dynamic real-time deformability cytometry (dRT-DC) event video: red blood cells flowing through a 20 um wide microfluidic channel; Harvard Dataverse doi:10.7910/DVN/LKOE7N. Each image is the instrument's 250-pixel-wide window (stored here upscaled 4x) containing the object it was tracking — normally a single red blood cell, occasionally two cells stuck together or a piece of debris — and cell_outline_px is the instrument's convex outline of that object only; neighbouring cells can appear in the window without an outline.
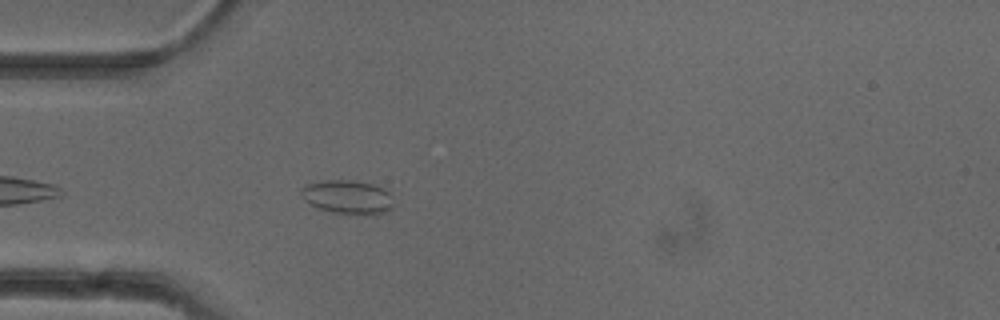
{"species": "common noctule bat (a hibernating species)", "species_latin": "Nyctalus noctula", "temperature_condition": "cold", "stored_images_in_passage": 14, "camera_frame_rate_fps": 3000, "um_per_image_px": 0.085, "animal": {"sex": "female"}, "frame": {"image": 1, "passage_image": 5, "time_ms": 1.333, "image_size_px": [1000, 320], "cell_outline_px": [[396, 204], [392, 208], [376, 216], [372, 216], [332, 212], [308, 204], [304, 200], [300, 192], [300, 188], [308, 184], [328, 180], [352, 180], [372, 184], [384, 188], [388, 192]], "centroid_in_image_um": [29.59, 16.77], "position_along_channel_um": 55.4, "area_um2": 18.5}}
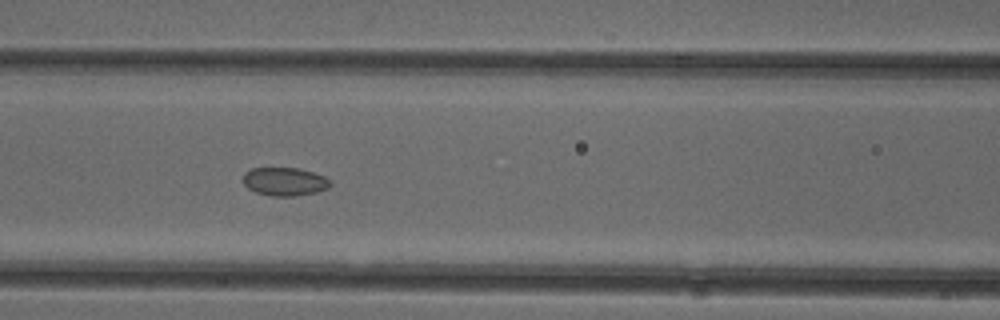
{"frame": {"image": 2, "passage_image": 12, "time_ms": 3.667, "image_size_px": [1000, 320], "cell_outline_px": [[332, 184], [328, 188], [316, 192], [296, 196], [272, 196], [256, 192], [248, 188], [244, 184], [244, 172], [252, 168], [296, 168], [312, 172], [324, 176], [332, 180]], "centroid_in_image_um": [24.22, 15.43], "position_along_channel_um": 142.4, "area_um2": 14.39}}